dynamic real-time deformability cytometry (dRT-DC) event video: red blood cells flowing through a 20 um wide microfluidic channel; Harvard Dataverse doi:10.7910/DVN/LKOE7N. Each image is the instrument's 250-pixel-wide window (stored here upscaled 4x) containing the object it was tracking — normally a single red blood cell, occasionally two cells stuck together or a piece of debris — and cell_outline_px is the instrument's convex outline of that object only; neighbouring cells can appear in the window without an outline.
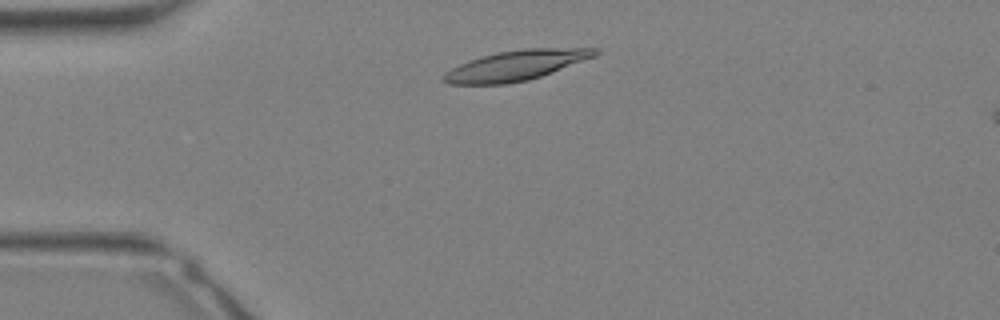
{"species": "Egyptian fruit bat (a non-hibernating species)", "species_latin": "Rousettus aegyptiacus", "temperature_condition": "warm", "stored_images_in_passage": 29, "camera_frame_rate_fps": 3000, "um_per_image_px": 0.085, "animal": {"sex": "female"}, "frame": {"image": 1, "passage_image": 4, "time_ms": 1.0, "image_size_px": [1000, 320], "cell_outline_px": [[600, 52], [596, 56], [552, 72], [528, 80], [508, 84], [448, 84], [440, 80], [440, 76], [444, 72], [468, 60], [496, 52], [524, 48], [596, 48]], "centroid_in_image_um": [43.81, 5.56], "position_along_channel_um": 41.2, "area_um2": 26.65}}
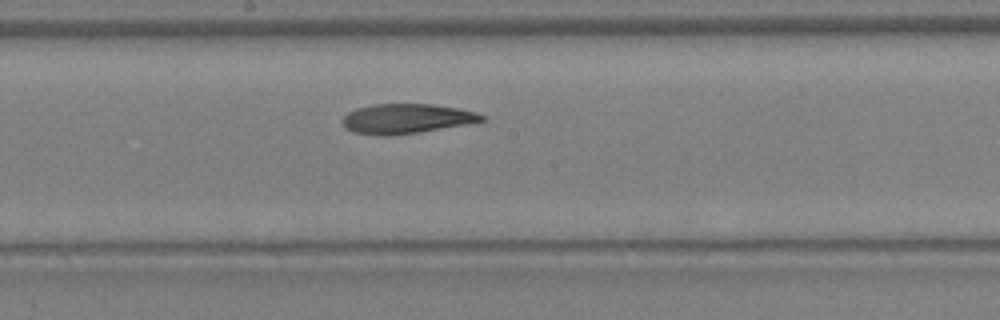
{"frame": {"image": 2, "passage_image": 14, "time_ms": 4.333, "image_size_px": [1000, 320], "cell_outline_px": [[484, 120], [464, 124], [416, 132], [388, 136], [384, 136], [352, 132], [344, 124], [344, 116], [348, 112], [356, 108], [372, 104], [432, 104], [460, 108], [476, 112], [484, 116]], "centroid_in_image_um": [34.52, 10.07], "position_along_channel_um": 213.7, "area_um2": 23.7}}
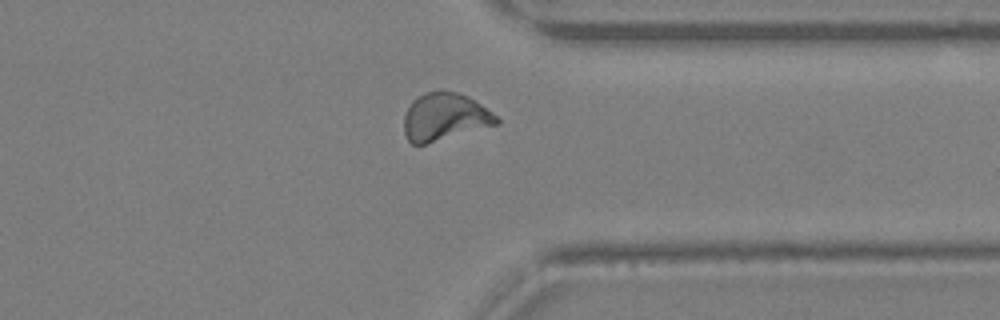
{"frame": {"image": 3, "passage_image": 22, "time_ms": 7.0, "image_size_px": [1000, 320], "cell_outline_px": [[500, 124], [424, 144], [412, 144], [408, 140], [404, 132], [404, 116], [412, 100], [424, 92], [440, 88], [456, 92], [468, 96], [492, 112], [500, 120]], "centroid_in_image_um": [37.79, 9.91], "position_along_channel_um": 373.6, "area_um2": 25.84}}